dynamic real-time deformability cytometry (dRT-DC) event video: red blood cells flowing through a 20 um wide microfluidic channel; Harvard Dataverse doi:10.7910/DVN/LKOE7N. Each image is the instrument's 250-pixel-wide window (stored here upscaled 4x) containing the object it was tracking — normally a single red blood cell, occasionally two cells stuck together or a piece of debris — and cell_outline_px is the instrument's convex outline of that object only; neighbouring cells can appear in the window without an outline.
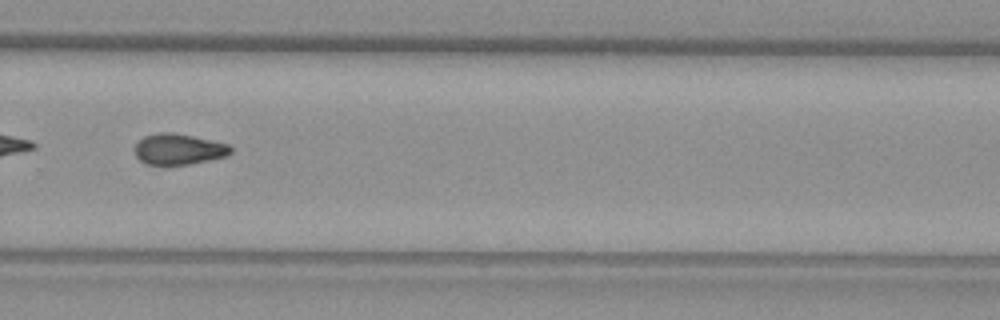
{"species": "common noctule bat (a hibernating species)", "species_latin": "Nyctalus noctula", "temperature_condition": "warm", "stored_images_in_passage": 54, "camera_frame_rate_fps": 3000, "um_per_image_px": 0.085, "animal": {"sex": "female", "body_mass_g": 29.2, "forearm_length_mm": 56.3}, "frame": {"image": 1, "passage_image": 37, "time_ms": 12.0, "image_size_px": [1000, 320], "cell_outline_px": [[232, 152], [228, 156], [192, 164], [144, 164], [136, 156], [136, 144], [144, 136], [160, 132], [172, 132], [192, 136], [228, 144], [232, 148]], "centroid_in_image_um": [15.21, 12.68], "position_along_channel_um": 314.6, "area_um2": 17.17}}
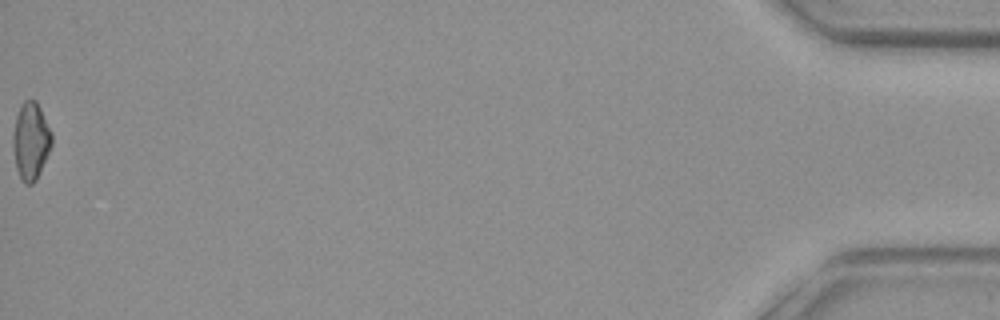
{"frame": {"image": 2, "passage_image": 54, "time_ms": 17.667, "image_size_px": [1000, 320], "cell_outline_px": [[52, 144], [40, 172], [36, 180], [32, 184], [24, 184], [16, 168], [12, 140], [16, 116], [24, 100], [36, 100], [40, 108], [52, 136]], "centroid_in_image_um": [2.61, 12.0], "position_along_channel_um": 432.6, "area_um2": 17.11}}